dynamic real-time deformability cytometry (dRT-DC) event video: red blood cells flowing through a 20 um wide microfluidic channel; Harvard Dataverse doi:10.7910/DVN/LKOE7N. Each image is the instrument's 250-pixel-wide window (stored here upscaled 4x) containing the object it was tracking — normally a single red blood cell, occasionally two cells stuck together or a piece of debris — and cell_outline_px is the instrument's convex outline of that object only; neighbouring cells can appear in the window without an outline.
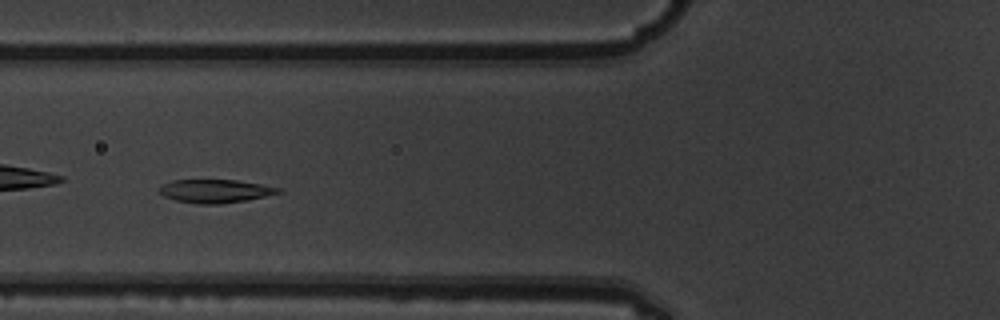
{"species": "common noctule bat (a hibernating species)", "species_latin": "Nyctalus noctula", "temperature_condition": "warm", "stored_images_in_passage": 15, "camera_frame_rate_fps": 3000, "um_per_image_px": 0.085, "animal": {"sex": "male", "body_mass_g": 19.5, "forearm_length_mm": 54.6}, "frame": {"image": 1, "passage_image": 6, "time_ms": 1.667, "image_size_px": [1000, 320], "cell_outline_px": [[280, 192], [248, 200], [220, 204], [196, 204], [176, 200], [164, 196], [160, 192], [160, 184], [172, 180], [236, 180], [260, 184], [280, 188]], "centroid_in_image_um": [18.25, 16.24], "position_along_channel_um": 107.6, "area_um2": 16.07}}
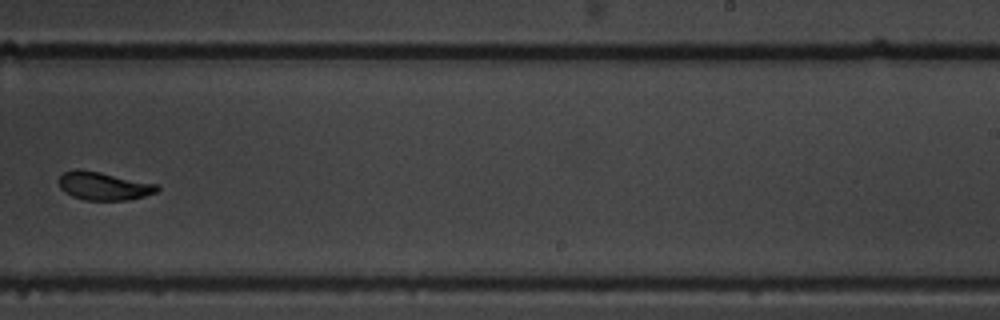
{"frame": {"image": 2, "passage_image": 10, "time_ms": 3.0, "image_size_px": [1000, 320], "cell_outline_px": [[160, 188], [156, 192], [144, 196], [128, 200], [84, 200], [72, 196], [64, 192], [60, 188], [56, 180], [64, 172], [76, 168], [100, 172], [156, 184]], "centroid_in_image_um": [8.75, 15.81], "position_along_channel_um": 280.3, "area_um2": 16.18}}
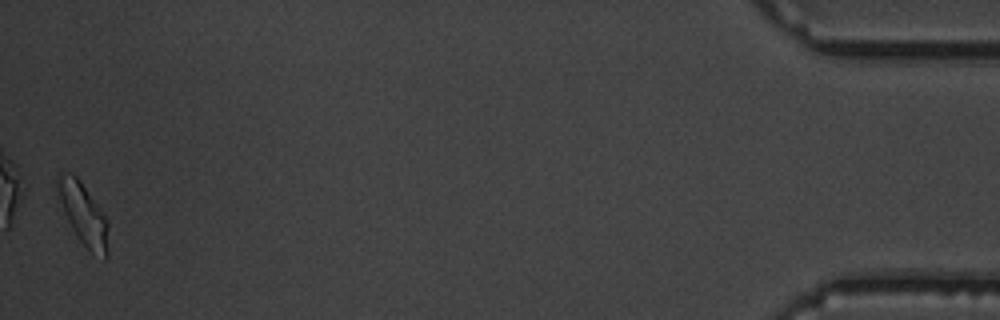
{"frame": {"image": 3, "passage_image": 15, "time_ms": 4.667, "image_size_px": [1000, 320], "cell_outline_px": [[108, 256], [104, 260], [92, 252], [80, 240], [72, 228], [64, 212], [56, 188], [56, 176], [60, 172], [72, 172], [80, 180], [108, 220]], "centroid_in_image_um": [7.09, 18.17], "position_along_channel_um": 428.1, "area_um2": 18.21}}